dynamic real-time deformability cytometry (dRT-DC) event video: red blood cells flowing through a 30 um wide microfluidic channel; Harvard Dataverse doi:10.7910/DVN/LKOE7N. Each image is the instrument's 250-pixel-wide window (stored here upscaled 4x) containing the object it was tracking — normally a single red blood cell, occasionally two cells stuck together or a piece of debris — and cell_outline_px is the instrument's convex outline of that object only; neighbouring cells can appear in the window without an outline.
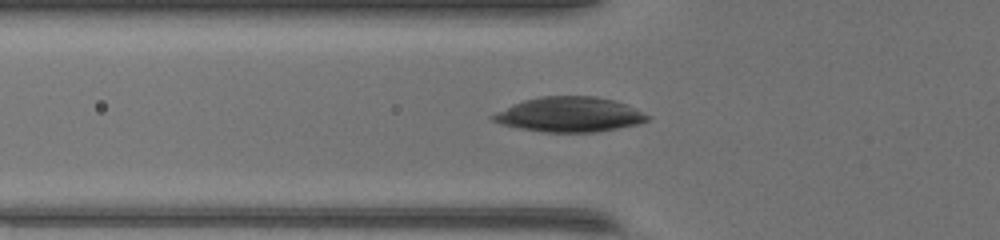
{"species": "common noctule bat (a hibernating species)", "species_latin": "Nyctalus noctula", "temperature_condition": "warm", "stored_images_in_passage": 50, "camera_frame_rate_fps": 3000, "um_per_image_px": 0.085, "animal": {"sex": "female", "body_mass_g": 17.0, "forearm_length_mm": 48.0}, "frame": {"image": 1, "passage_image": 19, "time_ms": 6.0, "image_size_px": [1000, 240], "cell_outline_px": [[652, 120], [640, 124], [596, 132], [544, 132], [520, 128], [500, 124], [492, 120], [488, 116], [512, 104], [524, 100], [540, 96], [596, 96], [612, 100], [624, 104], [652, 116]], "centroid_in_image_um": [48.41, 9.74], "position_along_channel_um": 77.4, "area_um2": 31.56}}
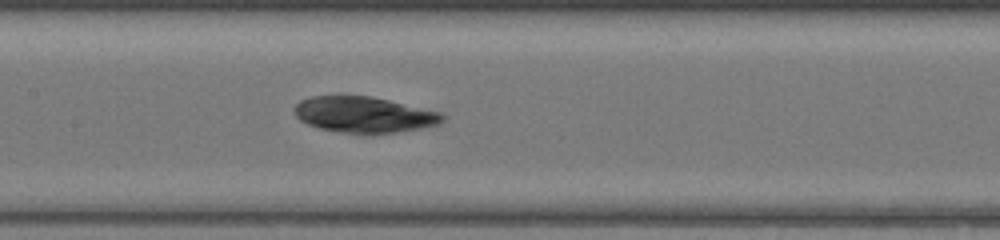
{"frame": {"image": 2, "passage_image": 26, "time_ms": 8.333, "image_size_px": [1000, 240], "cell_outline_px": [[444, 120], [436, 124], [420, 128], [396, 132], [344, 132], [320, 128], [308, 124], [300, 120], [292, 112], [292, 108], [300, 100], [312, 96], [372, 96], [440, 112], [444, 116]], "centroid_in_image_um": [30.89, 9.72], "position_along_channel_um": 176.5, "area_um2": 30.46}}
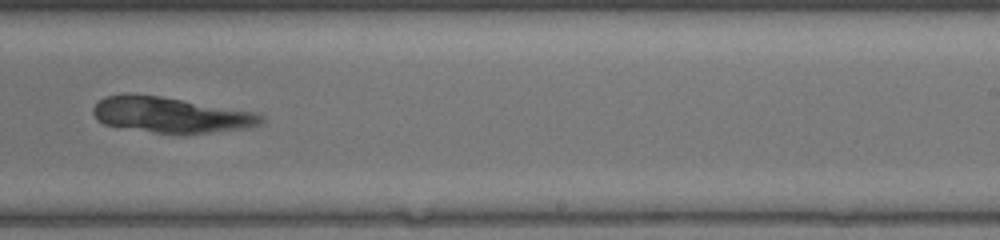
{"frame": {"image": 3, "passage_image": 33, "time_ms": 10.667, "image_size_px": [1000, 240], "cell_outline_px": [[264, 120], [260, 124], [248, 128], [212, 132], [156, 132], [104, 124], [96, 120], [92, 112], [92, 108], [104, 96], [124, 92], [128, 92], [160, 96], [256, 112], [264, 116]], "centroid_in_image_um": [14.48, 9.73], "position_along_channel_um": 274.5, "area_um2": 34.62}}